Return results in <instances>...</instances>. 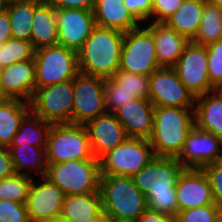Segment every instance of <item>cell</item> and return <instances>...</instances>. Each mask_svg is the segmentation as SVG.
<instances>
[{
    "label": "cell",
    "mask_w": 222,
    "mask_h": 222,
    "mask_svg": "<svg viewBox=\"0 0 222 222\" xmlns=\"http://www.w3.org/2000/svg\"><path fill=\"white\" fill-rule=\"evenodd\" d=\"M186 168L173 157H154L132 178L144 193L148 209L176 216L178 213L176 184Z\"/></svg>",
    "instance_id": "6da1fadb"
},
{
    "label": "cell",
    "mask_w": 222,
    "mask_h": 222,
    "mask_svg": "<svg viewBox=\"0 0 222 222\" xmlns=\"http://www.w3.org/2000/svg\"><path fill=\"white\" fill-rule=\"evenodd\" d=\"M124 34L96 25L77 51L79 71L103 78L112 77L119 70Z\"/></svg>",
    "instance_id": "7a4b0ae2"
},
{
    "label": "cell",
    "mask_w": 222,
    "mask_h": 222,
    "mask_svg": "<svg viewBox=\"0 0 222 222\" xmlns=\"http://www.w3.org/2000/svg\"><path fill=\"white\" fill-rule=\"evenodd\" d=\"M194 126V108L155 107L149 139L155 156L177 158Z\"/></svg>",
    "instance_id": "3957f363"
},
{
    "label": "cell",
    "mask_w": 222,
    "mask_h": 222,
    "mask_svg": "<svg viewBox=\"0 0 222 222\" xmlns=\"http://www.w3.org/2000/svg\"><path fill=\"white\" fill-rule=\"evenodd\" d=\"M99 192L112 222H137L148 209L146 196L132 177L101 175Z\"/></svg>",
    "instance_id": "277c9868"
},
{
    "label": "cell",
    "mask_w": 222,
    "mask_h": 222,
    "mask_svg": "<svg viewBox=\"0 0 222 222\" xmlns=\"http://www.w3.org/2000/svg\"><path fill=\"white\" fill-rule=\"evenodd\" d=\"M46 163L69 160L97 159L94 157L85 125L75 123L51 124L46 143Z\"/></svg>",
    "instance_id": "5b68a950"
},
{
    "label": "cell",
    "mask_w": 222,
    "mask_h": 222,
    "mask_svg": "<svg viewBox=\"0 0 222 222\" xmlns=\"http://www.w3.org/2000/svg\"><path fill=\"white\" fill-rule=\"evenodd\" d=\"M45 177L56 184L65 195L99 192L101 178L99 159L47 164Z\"/></svg>",
    "instance_id": "8992f818"
},
{
    "label": "cell",
    "mask_w": 222,
    "mask_h": 222,
    "mask_svg": "<svg viewBox=\"0 0 222 222\" xmlns=\"http://www.w3.org/2000/svg\"><path fill=\"white\" fill-rule=\"evenodd\" d=\"M36 90L72 80L80 72L77 51L56 45L35 50Z\"/></svg>",
    "instance_id": "52a82bcc"
},
{
    "label": "cell",
    "mask_w": 222,
    "mask_h": 222,
    "mask_svg": "<svg viewBox=\"0 0 222 222\" xmlns=\"http://www.w3.org/2000/svg\"><path fill=\"white\" fill-rule=\"evenodd\" d=\"M154 157L149 140L127 138L99 158L101 175L133 177Z\"/></svg>",
    "instance_id": "ba28073f"
},
{
    "label": "cell",
    "mask_w": 222,
    "mask_h": 222,
    "mask_svg": "<svg viewBox=\"0 0 222 222\" xmlns=\"http://www.w3.org/2000/svg\"><path fill=\"white\" fill-rule=\"evenodd\" d=\"M160 68L152 33L144 26L124 34L119 70L151 75Z\"/></svg>",
    "instance_id": "9c48e42d"
},
{
    "label": "cell",
    "mask_w": 222,
    "mask_h": 222,
    "mask_svg": "<svg viewBox=\"0 0 222 222\" xmlns=\"http://www.w3.org/2000/svg\"><path fill=\"white\" fill-rule=\"evenodd\" d=\"M74 106L73 79L35 90L31 111L46 122L72 123Z\"/></svg>",
    "instance_id": "30bf717a"
},
{
    "label": "cell",
    "mask_w": 222,
    "mask_h": 222,
    "mask_svg": "<svg viewBox=\"0 0 222 222\" xmlns=\"http://www.w3.org/2000/svg\"><path fill=\"white\" fill-rule=\"evenodd\" d=\"M105 78L79 72L73 79L72 123L85 125L106 112Z\"/></svg>",
    "instance_id": "8fae6325"
},
{
    "label": "cell",
    "mask_w": 222,
    "mask_h": 222,
    "mask_svg": "<svg viewBox=\"0 0 222 222\" xmlns=\"http://www.w3.org/2000/svg\"><path fill=\"white\" fill-rule=\"evenodd\" d=\"M148 99L154 107L194 108L195 104L173 67H160L150 75Z\"/></svg>",
    "instance_id": "7c38bea8"
},
{
    "label": "cell",
    "mask_w": 222,
    "mask_h": 222,
    "mask_svg": "<svg viewBox=\"0 0 222 222\" xmlns=\"http://www.w3.org/2000/svg\"><path fill=\"white\" fill-rule=\"evenodd\" d=\"M206 46L189 42L173 68L184 86L197 97L215 90L208 77Z\"/></svg>",
    "instance_id": "4fadbf2b"
},
{
    "label": "cell",
    "mask_w": 222,
    "mask_h": 222,
    "mask_svg": "<svg viewBox=\"0 0 222 222\" xmlns=\"http://www.w3.org/2000/svg\"><path fill=\"white\" fill-rule=\"evenodd\" d=\"M177 160L186 169H203L222 160V139L194 126Z\"/></svg>",
    "instance_id": "5bb4252c"
},
{
    "label": "cell",
    "mask_w": 222,
    "mask_h": 222,
    "mask_svg": "<svg viewBox=\"0 0 222 222\" xmlns=\"http://www.w3.org/2000/svg\"><path fill=\"white\" fill-rule=\"evenodd\" d=\"M65 194L46 177L33 178L26 208L31 222H40L61 215Z\"/></svg>",
    "instance_id": "9a60e30c"
},
{
    "label": "cell",
    "mask_w": 222,
    "mask_h": 222,
    "mask_svg": "<svg viewBox=\"0 0 222 222\" xmlns=\"http://www.w3.org/2000/svg\"><path fill=\"white\" fill-rule=\"evenodd\" d=\"M58 45L78 51L96 26L93 10L56 9Z\"/></svg>",
    "instance_id": "2e32d148"
},
{
    "label": "cell",
    "mask_w": 222,
    "mask_h": 222,
    "mask_svg": "<svg viewBox=\"0 0 222 222\" xmlns=\"http://www.w3.org/2000/svg\"><path fill=\"white\" fill-rule=\"evenodd\" d=\"M36 90L35 59L15 62L0 69V98L30 103Z\"/></svg>",
    "instance_id": "e0dca14e"
},
{
    "label": "cell",
    "mask_w": 222,
    "mask_h": 222,
    "mask_svg": "<svg viewBox=\"0 0 222 222\" xmlns=\"http://www.w3.org/2000/svg\"><path fill=\"white\" fill-rule=\"evenodd\" d=\"M178 211L216 205L210 181L203 169H185L175 187Z\"/></svg>",
    "instance_id": "ac0fdd59"
},
{
    "label": "cell",
    "mask_w": 222,
    "mask_h": 222,
    "mask_svg": "<svg viewBox=\"0 0 222 222\" xmlns=\"http://www.w3.org/2000/svg\"><path fill=\"white\" fill-rule=\"evenodd\" d=\"M92 153L99 159L102 155L122 144L127 134L115 113L105 112L85 124Z\"/></svg>",
    "instance_id": "d6986e66"
},
{
    "label": "cell",
    "mask_w": 222,
    "mask_h": 222,
    "mask_svg": "<svg viewBox=\"0 0 222 222\" xmlns=\"http://www.w3.org/2000/svg\"><path fill=\"white\" fill-rule=\"evenodd\" d=\"M154 105L148 98L127 101L115 114L128 138L149 140L153 132Z\"/></svg>",
    "instance_id": "ffe728a7"
},
{
    "label": "cell",
    "mask_w": 222,
    "mask_h": 222,
    "mask_svg": "<svg viewBox=\"0 0 222 222\" xmlns=\"http://www.w3.org/2000/svg\"><path fill=\"white\" fill-rule=\"evenodd\" d=\"M144 26L154 37L156 57L160 67H173L190 41L164 23L148 22Z\"/></svg>",
    "instance_id": "44dd1931"
},
{
    "label": "cell",
    "mask_w": 222,
    "mask_h": 222,
    "mask_svg": "<svg viewBox=\"0 0 222 222\" xmlns=\"http://www.w3.org/2000/svg\"><path fill=\"white\" fill-rule=\"evenodd\" d=\"M195 126L222 139V89L195 97Z\"/></svg>",
    "instance_id": "7402d4cb"
},
{
    "label": "cell",
    "mask_w": 222,
    "mask_h": 222,
    "mask_svg": "<svg viewBox=\"0 0 222 222\" xmlns=\"http://www.w3.org/2000/svg\"><path fill=\"white\" fill-rule=\"evenodd\" d=\"M95 24L126 33L141 26L124 4V0H95Z\"/></svg>",
    "instance_id": "603a6c76"
},
{
    "label": "cell",
    "mask_w": 222,
    "mask_h": 222,
    "mask_svg": "<svg viewBox=\"0 0 222 222\" xmlns=\"http://www.w3.org/2000/svg\"><path fill=\"white\" fill-rule=\"evenodd\" d=\"M30 42L35 50L58 45L56 9L48 2L35 0Z\"/></svg>",
    "instance_id": "cb8c5ba5"
},
{
    "label": "cell",
    "mask_w": 222,
    "mask_h": 222,
    "mask_svg": "<svg viewBox=\"0 0 222 222\" xmlns=\"http://www.w3.org/2000/svg\"><path fill=\"white\" fill-rule=\"evenodd\" d=\"M31 111L30 103L18 99L0 98V147L8 148Z\"/></svg>",
    "instance_id": "d4e9b609"
},
{
    "label": "cell",
    "mask_w": 222,
    "mask_h": 222,
    "mask_svg": "<svg viewBox=\"0 0 222 222\" xmlns=\"http://www.w3.org/2000/svg\"><path fill=\"white\" fill-rule=\"evenodd\" d=\"M8 149L15 173L28 175L33 178L46 176V148H38L27 144L9 146Z\"/></svg>",
    "instance_id": "484cf974"
},
{
    "label": "cell",
    "mask_w": 222,
    "mask_h": 222,
    "mask_svg": "<svg viewBox=\"0 0 222 222\" xmlns=\"http://www.w3.org/2000/svg\"><path fill=\"white\" fill-rule=\"evenodd\" d=\"M102 211L100 192L65 195L60 216L68 222H87Z\"/></svg>",
    "instance_id": "4316f807"
},
{
    "label": "cell",
    "mask_w": 222,
    "mask_h": 222,
    "mask_svg": "<svg viewBox=\"0 0 222 222\" xmlns=\"http://www.w3.org/2000/svg\"><path fill=\"white\" fill-rule=\"evenodd\" d=\"M206 0H183L179 9L163 23L191 41L200 26Z\"/></svg>",
    "instance_id": "83f0119b"
},
{
    "label": "cell",
    "mask_w": 222,
    "mask_h": 222,
    "mask_svg": "<svg viewBox=\"0 0 222 222\" xmlns=\"http://www.w3.org/2000/svg\"><path fill=\"white\" fill-rule=\"evenodd\" d=\"M51 123L44 121L30 111L22 120L19 130L13 137L10 146L32 145L46 148L47 135Z\"/></svg>",
    "instance_id": "f1b7e54d"
},
{
    "label": "cell",
    "mask_w": 222,
    "mask_h": 222,
    "mask_svg": "<svg viewBox=\"0 0 222 222\" xmlns=\"http://www.w3.org/2000/svg\"><path fill=\"white\" fill-rule=\"evenodd\" d=\"M35 0L8 2L7 12L11 23V38L30 41Z\"/></svg>",
    "instance_id": "f546056e"
},
{
    "label": "cell",
    "mask_w": 222,
    "mask_h": 222,
    "mask_svg": "<svg viewBox=\"0 0 222 222\" xmlns=\"http://www.w3.org/2000/svg\"><path fill=\"white\" fill-rule=\"evenodd\" d=\"M221 38L222 9L206 0L200 26L191 42L208 46Z\"/></svg>",
    "instance_id": "4dcf8cb0"
},
{
    "label": "cell",
    "mask_w": 222,
    "mask_h": 222,
    "mask_svg": "<svg viewBox=\"0 0 222 222\" xmlns=\"http://www.w3.org/2000/svg\"><path fill=\"white\" fill-rule=\"evenodd\" d=\"M150 75H141L118 70L112 77L105 78L104 91H126L137 98H148Z\"/></svg>",
    "instance_id": "1f68e13d"
},
{
    "label": "cell",
    "mask_w": 222,
    "mask_h": 222,
    "mask_svg": "<svg viewBox=\"0 0 222 222\" xmlns=\"http://www.w3.org/2000/svg\"><path fill=\"white\" fill-rule=\"evenodd\" d=\"M32 180L33 177L18 173L0 180V200L26 204Z\"/></svg>",
    "instance_id": "d6a6232c"
},
{
    "label": "cell",
    "mask_w": 222,
    "mask_h": 222,
    "mask_svg": "<svg viewBox=\"0 0 222 222\" xmlns=\"http://www.w3.org/2000/svg\"><path fill=\"white\" fill-rule=\"evenodd\" d=\"M34 56L35 49L30 41L8 39L0 45V69L15 62L33 59Z\"/></svg>",
    "instance_id": "836d02e7"
},
{
    "label": "cell",
    "mask_w": 222,
    "mask_h": 222,
    "mask_svg": "<svg viewBox=\"0 0 222 222\" xmlns=\"http://www.w3.org/2000/svg\"><path fill=\"white\" fill-rule=\"evenodd\" d=\"M208 77L215 89H222V38L206 46Z\"/></svg>",
    "instance_id": "e575fe53"
},
{
    "label": "cell",
    "mask_w": 222,
    "mask_h": 222,
    "mask_svg": "<svg viewBox=\"0 0 222 222\" xmlns=\"http://www.w3.org/2000/svg\"><path fill=\"white\" fill-rule=\"evenodd\" d=\"M222 211L217 205H205L178 211L177 222H215Z\"/></svg>",
    "instance_id": "d590c367"
},
{
    "label": "cell",
    "mask_w": 222,
    "mask_h": 222,
    "mask_svg": "<svg viewBox=\"0 0 222 222\" xmlns=\"http://www.w3.org/2000/svg\"><path fill=\"white\" fill-rule=\"evenodd\" d=\"M0 222H31L26 204L0 200Z\"/></svg>",
    "instance_id": "8d00e7d4"
},
{
    "label": "cell",
    "mask_w": 222,
    "mask_h": 222,
    "mask_svg": "<svg viewBox=\"0 0 222 222\" xmlns=\"http://www.w3.org/2000/svg\"><path fill=\"white\" fill-rule=\"evenodd\" d=\"M203 171L210 181L214 203L222 211V160L205 166Z\"/></svg>",
    "instance_id": "74e56055"
},
{
    "label": "cell",
    "mask_w": 222,
    "mask_h": 222,
    "mask_svg": "<svg viewBox=\"0 0 222 222\" xmlns=\"http://www.w3.org/2000/svg\"><path fill=\"white\" fill-rule=\"evenodd\" d=\"M182 3L183 0H152V16L149 22L163 23L179 9Z\"/></svg>",
    "instance_id": "f35d334b"
},
{
    "label": "cell",
    "mask_w": 222,
    "mask_h": 222,
    "mask_svg": "<svg viewBox=\"0 0 222 222\" xmlns=\"http://www.w3.org/2000/svg\"><path fill=\"white\" fill-rule=\"evenodd\" d=\"M124 4L141 25L149 22L152 16V0H124Z\"/></svg>",
    "instance_id": "ab89813d"
},
{
    "label": "cell",
    "mask_w": 222,
    "mask_h": 222,
    "mask_svg": "<svg viewBox=\"0 0 222 222\" xmlns=\"http://www.w3.org/2000/svg\"><path fill=\"white\" fill-rule=\"evenodd\" d=\"M104 98L106 111L115 113L127 101H132L137 96L126 91H104Z\"/></svg>",
    "instance_id": "60d3db41"
},
{
    "label": "cell",
    "mask_w": 222,
    "mask_h": 222,
    "mask_svg": "<svg viewBox=\"0 0 222 222\" xmlns=\"http://www.w3.org/2000/svg\"><path fill=\"white\" fill-rule=\"evenodd\" d=\"M55 9L77 8L84 10H93L95 0H48Z\"/></svg>",
    "instance_id": "b9f144b4"
},
{
    "label": "cell",
    "mask_w": 222,
    "mask_h": 222,
    "mask_svg": "<svg viewBox=\"0 0 222 222\" xmlns=\"http://www.w3.org/2000/svg\"><path fill=\"white\" fill-rule=\"evenodd\" d=\"M15 173L11 154L8 148L0 147V180L9 178Z\"/></svg>",
    "instance_id": "7bdbcfd3"
},
{
    "label": "cell",
    "mask_w": 222,
    "mask_h": 222,
    "mask_svg": "<svg viewBox=\"0 0 222 222\" xmlns=\"http://www.w3.org/2000/svg\"><path fill=\"white\" fill-rule=\"evenodd\" d=\"M137 222H177L176 216L159 213L147 209Z\"/></svg>",
    "instance_id": "ee69618b"
},
{
    "label": "cell",
    "mask_w": 222,
    "mask_h": 222,
    "mask_svg": "<svg viewBox=\"0 0 222 222\" xmlns=\"http://www.w3.org/2000/svg\"><path fill=\"white\" fill-rule=\"evenodd\" d=\"M11 39V23L7 11L0 13V45Z\"/></svg>",
    "instance_id": "f6af8a7d"
},
{
    "label": "cell",
    "mask_w": 222,
    "mask_h": 222,
    "mask_svg": "<svg viewBox=\"0 0 222 222\" xmlns=\"http://www.w3.org/2000/svg\"><path fill=\"white\" fill-rule=\"evenodd\" d=\"M87 222H112V220L104 211H102L99 215L89 219Z\"/></svg>",
    "instance_id": "bcb514c9"
},
{
    "label": "cell",
    "mask_w": 222,
    "mask_h": 222,
    "mask_svg": "<svg viewBox=\"0 0 222 222\" xmlns=\"http://www.w3.org/2000/svg\"><path fill=\"white\" fill-rule=\"evenodd\" d=\"M40 222H68L66 221L65 219H63L61 216H58V217H54V218H49V219H46V220H42Z\"/></svg>",
    "instance_id": "7dc6e473"
},
{
    "label": "cell",
    "mask_w": 222,
    "mask_h": 222,
    "mask_svg": "<svg viewBox=\"0 0 222 222\" xmlns=\"http://www.w3.org/2000/svg\"><path fill=\"white\" fill-rule=\"evenodd\" d=\"M8 1L7 0H0V13L7 10Z\"/></svg>",
    "instance_id": "c3c4849f"
},
{
    "label": "cell",
    "mask_w": 222,
    "mask_h": 222,
    "mask_svg": "<svg viewBox=\"0 0 222 222\" xmlns=\"http://www.w3.org/2000/svg\"><path fill=\"white\" fill-rule=\"evenodd\" d=\"M208 2L216 5L217 7H219L220 9H222V0H207Z\"/></svg>",
    "instance_id": "681fc988"
},
{
    "label": "cell",
    "mask_w": 222,
    "mask_h": 222,
    "mask_svg": "<svg viewBox=\"0 0 222 222\" xmlns=\"http://www.w3.org/2000/svg\"><path fill=\"white\" fill-rule=\"evenodd\" d=\"M215 222H222V212L218 216L217 220Z\"/></svg>",
    "instance_id": "f907efd6"
},
{
    "label": "cell",
    "mask_w": 222,
    "mask_h": 222,
    "mask_svg": "<svg viewBox=\"0 0 222 222\" xmlns=\"http://www.w3.org/2000/svg\"><path fill=\"white\" fill-rule=\"evenodd\" d=\"M36 1H39V2H47L48 0H36Z\"/></svg>",
    "instance_id": "816d5d0a"
}]
</instances>
